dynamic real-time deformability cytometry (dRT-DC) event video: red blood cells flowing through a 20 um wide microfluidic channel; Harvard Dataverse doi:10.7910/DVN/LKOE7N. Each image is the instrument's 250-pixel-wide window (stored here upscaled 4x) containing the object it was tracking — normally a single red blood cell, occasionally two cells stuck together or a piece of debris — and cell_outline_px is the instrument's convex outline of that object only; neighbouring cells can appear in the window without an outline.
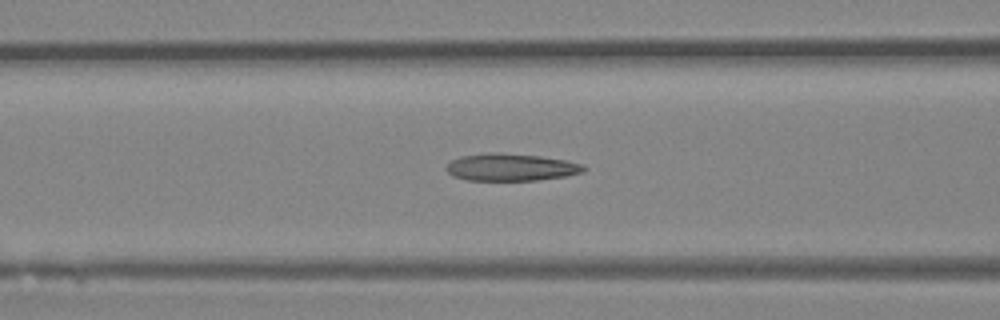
{"species": "Egyptian fruit bat (a non-hibernating species)", "species_latin": "Rousettus aegyptiacus", "temperature_condition": "room temperature", "stored_images_in_passage": 39, "camera_frame_rate_fps": 3000, "um_per_image_px": 0.085, "animal": {"sex": "female"}, "frame": {"image": 1, "passage_image": 19, "time_ms": 6.0, "image_size_px": [1000, 320], "cell_outline_px": [[588, 168], [584, 172], [568, 176], [536, 180], [468, 180], [452, 176], [444, 168], [452, 160], [460, 156], [496, 152], [540, 156], [568, 160], [584, 164]], "centroid_in_image_um": [43.48, 14.21], "position_along_channel_um": 123.1, "area_um2": 22.02}}
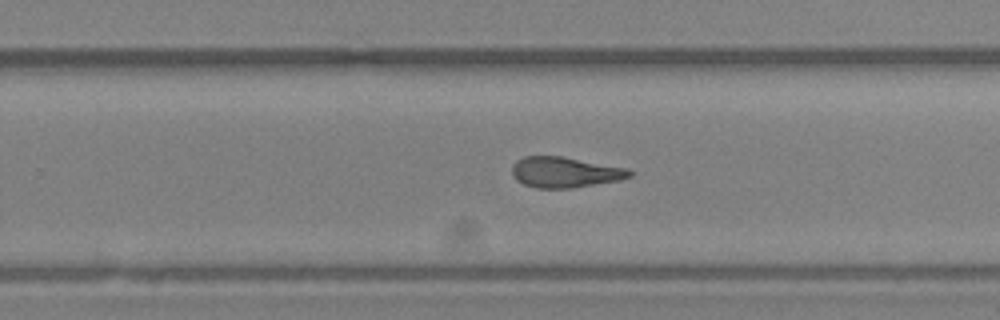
{"frame": {"image": 2, "passage_image": 30, "time_ms": 9.667, "image_size_px": [1000, 320], "cell_outline_px": [[632, 176], [620, 180], [572, 188], [536, 188], [524, 184], [516, 180], [512, 176], [512, 164], [516, 160], [524, 156], [564, 156], [628, 168], [632, 172]], "centroid_in_image_um": [48.01, 14.63], "position_along_channel_um": 281.8, "area_um2": 21.21}}
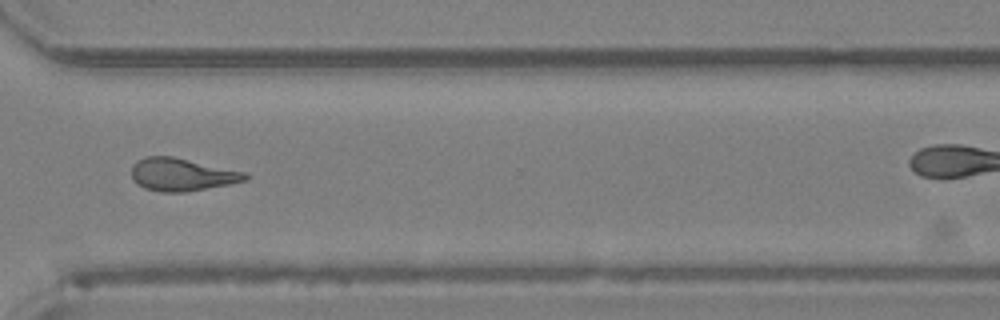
{"frame": {"image": 3, "passage_image": 35, "time_ms": 11.333, "image_size_px": [1000, 320], "cell_outline_px": [[248, 180], [228, 184], [184, 192], [160, 192], [144, 188], [136, 184], [132, 180], [132, 164], [136, 160], [144, 156], [172, 156], [248, 172]], "centroid_in_image_um": [15.43, 14.83], "position_along_channel_um": 355.2, "area_um2": 21.91}}